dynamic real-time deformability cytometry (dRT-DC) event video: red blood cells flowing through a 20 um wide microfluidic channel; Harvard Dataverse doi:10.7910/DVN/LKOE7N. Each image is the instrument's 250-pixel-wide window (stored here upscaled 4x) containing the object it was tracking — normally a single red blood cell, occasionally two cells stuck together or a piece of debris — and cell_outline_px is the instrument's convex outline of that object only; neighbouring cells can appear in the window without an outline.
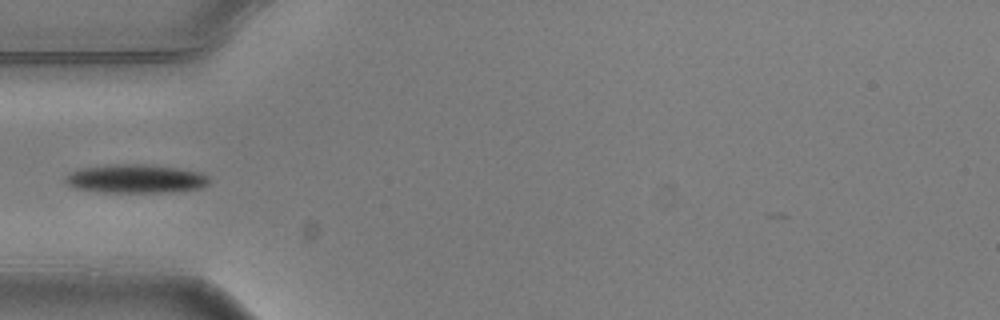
{"species": "common noctule bat (a hibernating species)", "species_latin": "Nyctalus noctula", "temperature_condition": "warm", "stored_images_in_passage": 7, "camera_frame_rate_fps": 3000, "um_per_image_px": 0.085, "animal": {"sex": "male", "body_mass_g": 20.5, "forearm_length_mm": 52.5}, "frame": {"image": 1, "passage_image": 4, "time_ms": 1.0, "image_size_px": [1000, 320], "cell_outline_px": [[212, 180], [204, 188], [172, 192], [104, 192], [76, 188], [68, 184], [64, 180], [64, 176], [80, 168], [108, 164], [148, 164], [176, 168], [200, 172], [208, 176]], "centroid_in_image_um": [11.58, 15.19], "position_along_channel_um": 73.4, "area_um2": 24.22}}
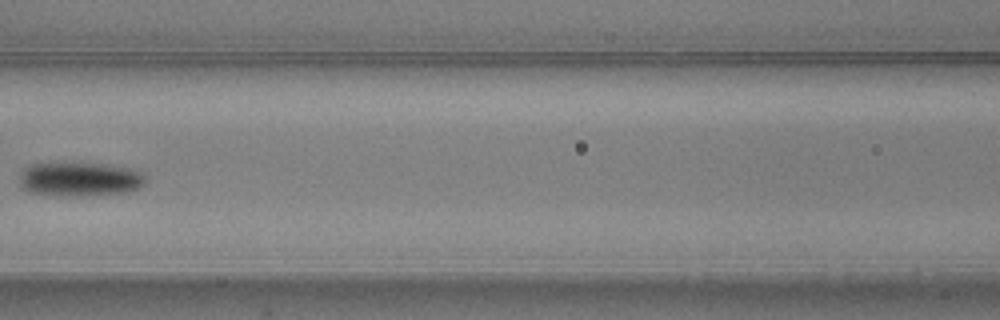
{"frame": {"image": 2, "passage_image": 6, "time_ms": 1.667, "image_size_px": [1000, 320], "cell_outline_px": [[144, 184], [140, 188], [124, 192], [80, 196], [44, 196], [28, 192], [20, 184], [20, 172], [28, 164], [72, 160], [80, 160], [108, 164], [132, 168], [144, 176]], "centroid_in_image_um": [6.69, 15.18], "position_along_channel_um": 159.9, "area_um2": 26.36}}
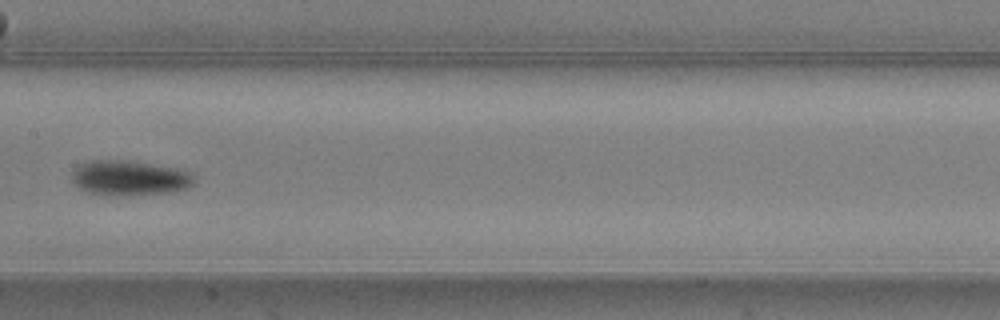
{"frame": {"image": 3, "passage_image": 7, "time_ms": 2.0, "image_size_px": [1000, 320], "cell_outline_px": [[196, 180], [188, 188], [172, 192], [88, 192], [76, 188], [72, 180], [72, 172], [80, 164], [88, 160], [128, 160], [184, 168], [192, 172]], "centroid_in_image_um": [11.07, 15.05], "position_along_channel_um": 196.3, "area_um2": 24.33}}